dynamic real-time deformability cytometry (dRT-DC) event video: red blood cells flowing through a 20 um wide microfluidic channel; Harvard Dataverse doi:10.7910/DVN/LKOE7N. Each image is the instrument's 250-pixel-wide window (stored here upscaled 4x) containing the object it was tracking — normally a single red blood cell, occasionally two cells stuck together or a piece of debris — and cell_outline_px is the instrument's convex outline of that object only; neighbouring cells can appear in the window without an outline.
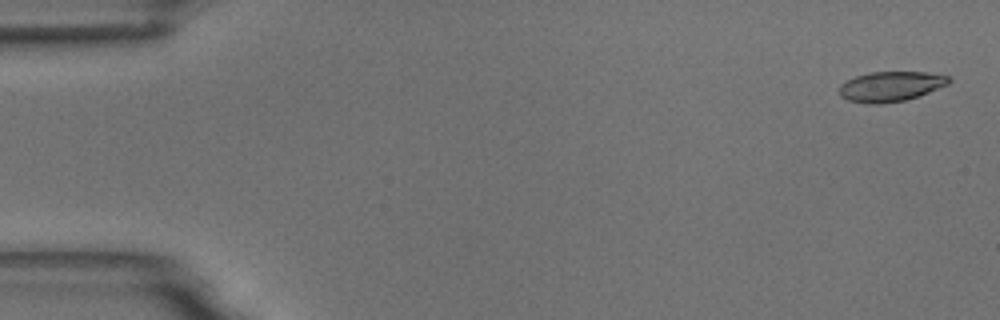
{"species": "common noctule bat (a hibernating species)", "species_latin": "Nyctalus noctula", "temperature_condition": "room temperature", "stored_images_in_passage": 4, "camera_frame_rate_fps": 3000, "um_per_image_px": 0.085, "animal": {"sex": "male", "body_mass_g": 18.8}, "frame": {"image": 1, "passage_image": 1, "time_ms": 0.0, "image_size_px": [1000, 320], "cell_outline_px": [[952, 80], [948, 84], [928, 92], [904, 100], [880, 104], [868, 104], [848, 100], [840, 96], [840, 84], [856, 76], [872, 72], [924, 72], [948, 76]], "centroid_in_image_um": [75.69, 7.35], "position_along_channel_um": 9.3, "area_um2": 18.9}}
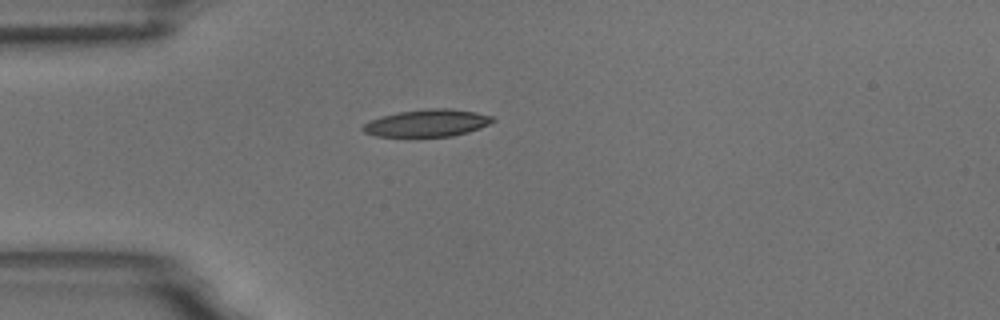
{"frame": {"image": 2, "passage_image": 4, "time_ms": 4.333, "image_size_px": [1000, 320], "cell_outline_px": [[496, 120], [480, 128], [468, 132], [452, 136], [416, 140], [408, 140], [376, 136], [364, 132], [360, 128], [364, 124], [372, 120], [384, 116], [400, 112], [432, 108], [448, 108], [476, 112], [492, 116]], "centroid_in_image_um": [36.27, 10.53], "position_along_channel_um": 48.7, "area_um2": 21.5}}